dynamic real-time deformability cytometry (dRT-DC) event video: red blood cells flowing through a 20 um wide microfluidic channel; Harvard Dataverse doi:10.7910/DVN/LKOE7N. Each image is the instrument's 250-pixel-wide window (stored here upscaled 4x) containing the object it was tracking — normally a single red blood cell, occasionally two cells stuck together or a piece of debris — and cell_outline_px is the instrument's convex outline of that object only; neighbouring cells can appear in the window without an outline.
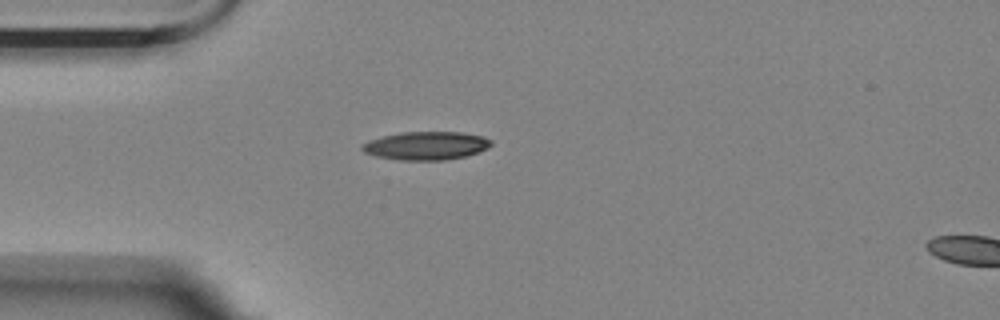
{"species": "Egyptian fruit bat (a non-hibernating species)", "species_latin": "Rousettus aegyptiacus", "temperature_condition": "room temperature", "stored_images_in_passage": 2, "camera_frame_rate_fps": 3000, "um_per_image_px": 0.085, "animal": {"sex": "female"}, "frame": {"image": 1, "passage_image": 1, "time_ms": 0.0, "image_size_px": [1000, 320], "cell_outline_px": [[492, 144], [488, 148], [464, 156], [444, 160], [400, 160], [376, 156], [364, 152], [360, 148], [368, 140], [400, 132], [460, 132], [484, 136], [492, 140]], "centroid_in_image_um": [36.22, 12.38], "position_along_channel_um": 48.8, "area_um2": 21.15}}